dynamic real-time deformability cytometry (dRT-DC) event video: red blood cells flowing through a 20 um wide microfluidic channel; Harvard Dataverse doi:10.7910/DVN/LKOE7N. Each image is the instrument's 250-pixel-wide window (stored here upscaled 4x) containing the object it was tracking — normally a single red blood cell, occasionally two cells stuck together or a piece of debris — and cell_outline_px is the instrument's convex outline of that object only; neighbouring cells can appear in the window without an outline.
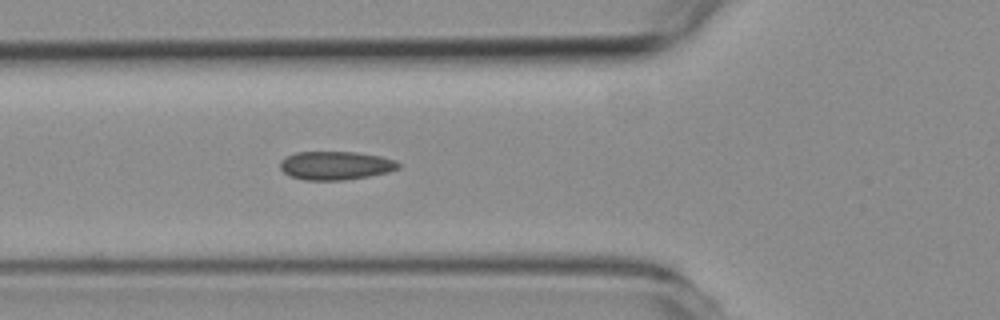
{"species": "common noctule bat (a hibernating species)", "species_latin": "Nyctalus noctula", "temperature_condition": "room temperature", "stored_images_in_passage": 5, "camera_frame_rate_fps": 3000, "um_per_image_px": 0.085, "animal": {"sex": "female", "body_mass_g": 19.3, "forearm_length_mm": 54.1}, "frame": {"image": 1, "passage_image": 5, "time_ms": 4.667, "image_size_px": [1000, 320], "cell_outline_px": [[400, 168], [388, 172], [368, 176], [344, 180], [304, 180], [292, 176], [284, 172], [280, 168], [280, 160], [296, 152], [356, 152], [380, 156], [396, 160], [400, 164]], "centroid_in_image_um": [28.54, 14.07], "position_along_channel_um": 97.3, "area_um2": 19.59}}